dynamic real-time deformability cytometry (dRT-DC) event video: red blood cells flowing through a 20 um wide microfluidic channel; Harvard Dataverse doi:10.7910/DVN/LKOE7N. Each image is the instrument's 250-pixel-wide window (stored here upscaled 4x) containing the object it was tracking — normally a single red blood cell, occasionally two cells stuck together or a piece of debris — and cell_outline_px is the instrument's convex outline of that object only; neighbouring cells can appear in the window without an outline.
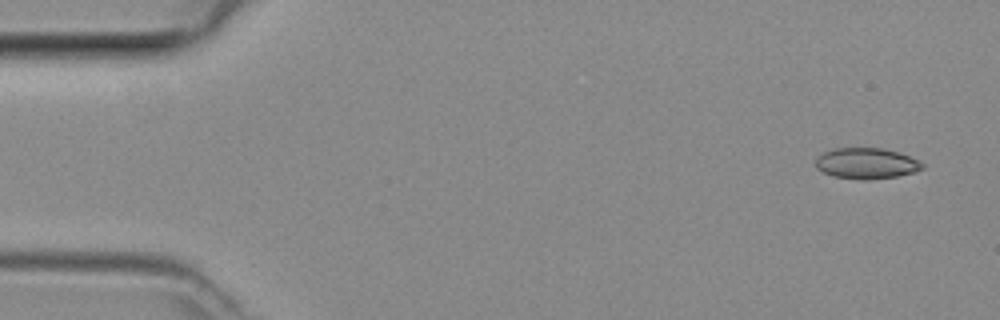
{"species": "common noctule bat (a hibernating species)", "species_latin": "Nyctalus noctula", "temperature_condition": "room temperature", "stored_images_in_passage": 11, "camera_frame_rate_fps": 3000, "um_per_image_px": 0.085, "animal": {"sex": "female", "body_mass_g": 29.2, "forearm_length_mm": 56.3}, "frame": {"image": 1, "passage_image": 1, "time_ms": 0.0, "image_size_px": [1000, 320], "cell_outline_px": [[924, 168], [912, 172], [896, 176], [868, 180], [860, 180], [832, 176], [816, 168], [816, 156], [824, 152], [836, 148], [884, 148], [900, 152], [924, 164]], "centroid_in_image_um": [73.62, 13.88], "position_along_channel_um": 11.4, "area_um2": 19.19}}